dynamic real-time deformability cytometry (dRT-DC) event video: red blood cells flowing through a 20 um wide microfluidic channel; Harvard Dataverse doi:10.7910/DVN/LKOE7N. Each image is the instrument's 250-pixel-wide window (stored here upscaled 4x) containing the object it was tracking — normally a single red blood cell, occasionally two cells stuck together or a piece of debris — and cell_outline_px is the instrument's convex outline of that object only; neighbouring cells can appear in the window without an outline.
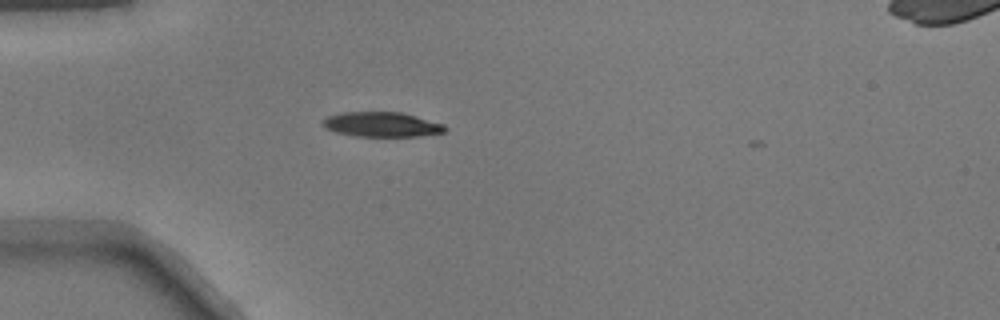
{"species": "common noctule bat (a hibernating species)", "species_latin": "Nyctalus noctula", "temperature_condition": "warm", "stored_images_in_passage": 3, "camera_frame_rate_fps": 3000, "um_per_image_px": 0.085, "animal": {"sex": "male", "body_mass_g": 17.9}, "frame": {"image": 1, "passage_image": 1, "time_ms": 0.0, "image_size_px": [1000, 320], "cell_outline_px": [[448, 128], [444, 132], [420, 136], [356, 136], [336, 132], [324, 128], [320, 124], [328, 116], [344, 112], [400, 112], [416, 116], [444, 124]], "centroid_in_image_um": [32.45, 10.58], "position_along_channel_um": 52.6, "area_um2": 17.63}}